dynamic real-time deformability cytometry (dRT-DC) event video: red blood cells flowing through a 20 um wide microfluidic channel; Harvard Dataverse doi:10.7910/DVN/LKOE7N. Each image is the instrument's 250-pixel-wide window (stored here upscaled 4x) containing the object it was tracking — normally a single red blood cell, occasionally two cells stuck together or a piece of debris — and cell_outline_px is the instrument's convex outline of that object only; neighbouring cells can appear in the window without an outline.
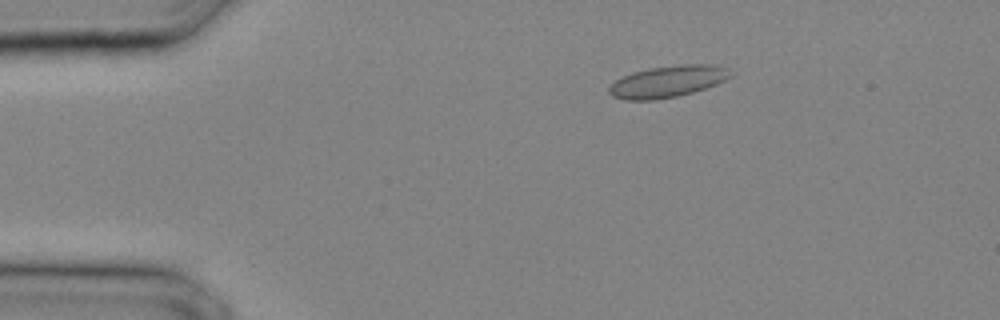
{"species": "common noctule bat (a hibernating species)", "species_latin": "Nyctalus noctula", "temperature_condition": "cold", "stored_images_in_passage": 14, "camera_frame_rate_fps": 3000, "um_per_image_px": 0.085, "animal": {"sex": "male", "body_mass_g": 20.4}, "frame": {"image": 1, "passage_image": 6, "time_ms": 1.667, "image_size_px": [1000, 320], "cell_outline_px": [[732, 76], [716, 84], [692, 92], [676, 96], [652, 100], [624, 100], [612, 96], [608, 92], [608, 88], [616, 80], [632, 72], [648, 68], [680, 64], [712, 64], [728, 68]], "centroid_in_image_um": [56.73, 6.92], "position_along_channel_um": 28.3, "area_um2": 22.31}}
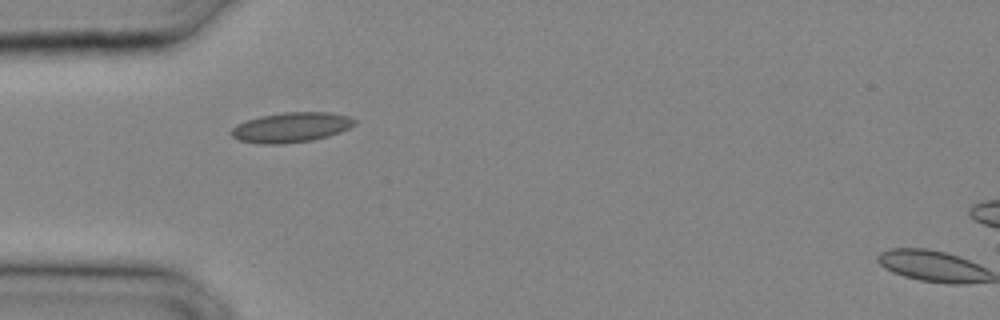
{"frame": {"image": 2, "passage_image": 10, "time_ms": 3.0, "image_size_px": [1000, 320], "cell_outline_px": [[356, 124], [340, 132], [328, 136], [312, 140], [284, 144], [256, 144], [240, 140], [232, 136], [232, 128], [236, 124], [260, 116], [284, 112], [328, 112], [348, 116], [356, 120]], "centroid_in_image_um": [24.75, 10.83], "position_along_channel_um": 60.3, "area_um2": 21.5}}
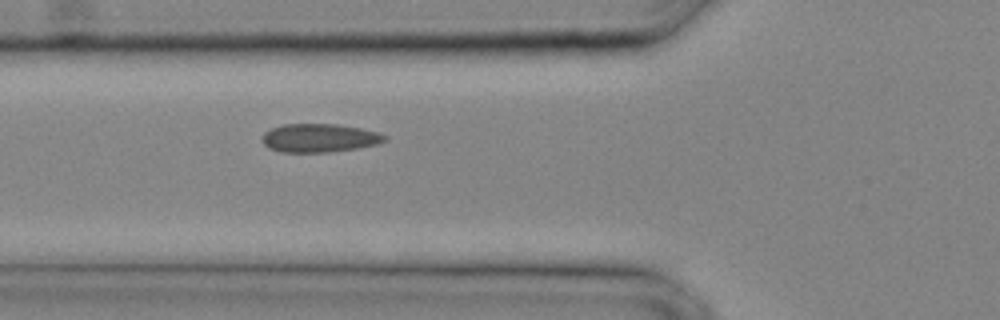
{"frame": {"image": 3, "passage_image": 12, "time_ms": 3.667, "image_size_px": [1000, 320], "cell_outline_px": [[388, 140], [376, 144], [360, 148], [328, 152], [280, 152], [268, 148], [260, 140], [264, 132], [272, 128], [284, 124], [336, 124], [360, 128], [380, 132], [388, 136]], "centroid_in_image_um": [27.16, 11.73], "position_along_channel_um": 98.6, "area_um2": 20.58}}